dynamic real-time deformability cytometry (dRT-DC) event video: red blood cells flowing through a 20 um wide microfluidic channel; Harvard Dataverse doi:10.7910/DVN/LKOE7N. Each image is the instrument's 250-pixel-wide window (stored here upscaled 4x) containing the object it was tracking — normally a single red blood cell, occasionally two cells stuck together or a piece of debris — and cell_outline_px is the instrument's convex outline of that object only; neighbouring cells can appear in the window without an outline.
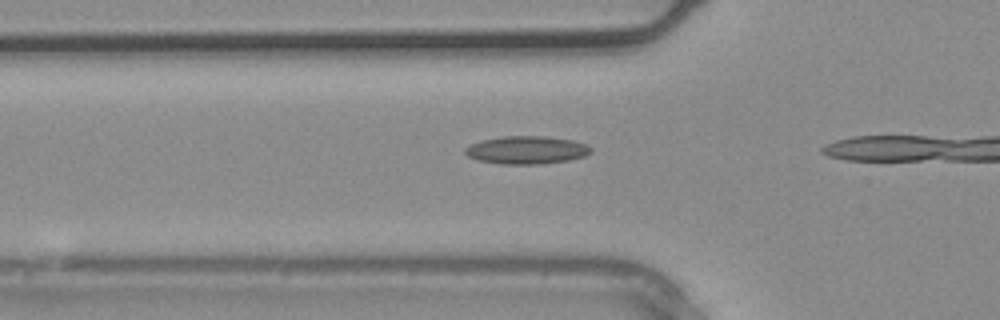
{"species": "common noctule bat (a hibernating species)", "species_latin": "Nyctalus noctula", "temperature_condition": "warm", "stored_images_in_passage": 10, "camera_frame_rate_fps": 3000, "um_per_image_px": 0.085, "animal": {"sex": "male", "body_mass_g": 20.4}, "frame": {"image": 1, "passage_image": 9, "time_ms": 2.667, "image_size_px": [1000, 320], "cell_outline_px": [[592, 152], [584, 156], [568, 160], [540, 164], [500, 164], [476, 160], [468, 156], [464, 152], [464, 148], [468, 144], [480, 140], [504, 136], [544, 136], [572, 140], [588, 144], [592, 148]], "centroid_in_image_um": [44.73, 12.75], "position_along_channel_um": 81.1, "area_um2": 20.69}}